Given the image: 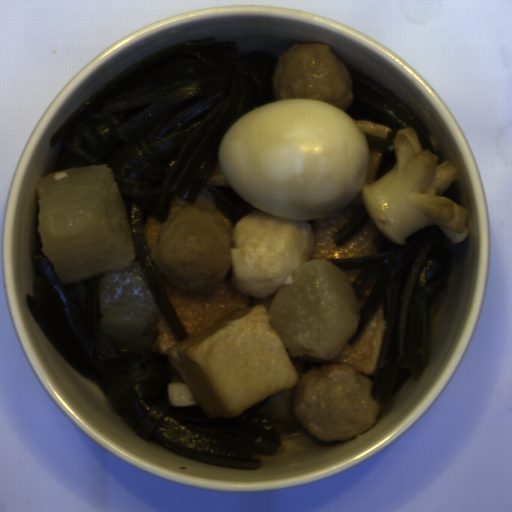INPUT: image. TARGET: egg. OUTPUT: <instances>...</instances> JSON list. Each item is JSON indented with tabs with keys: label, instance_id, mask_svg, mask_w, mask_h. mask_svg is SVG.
Masks as SVG:
<instances>
[{
	"label": "egg",
	"instance_id": "obj_1",
	"mask_svg": "<svg viewBox=\"0 0 512 512\" xmlns=\"http://www.w3.org/2000/svg\"><path fill=\"white\" fill-rule=\"evenodd\" d=\"M231 189L278 218L310 221L342 210L362 190L368 142L332 103L286 99L238 118L219 143Z\"/></svg>",
	"mask_w": 512,
	"mask_h": 512
}]
</instances>
